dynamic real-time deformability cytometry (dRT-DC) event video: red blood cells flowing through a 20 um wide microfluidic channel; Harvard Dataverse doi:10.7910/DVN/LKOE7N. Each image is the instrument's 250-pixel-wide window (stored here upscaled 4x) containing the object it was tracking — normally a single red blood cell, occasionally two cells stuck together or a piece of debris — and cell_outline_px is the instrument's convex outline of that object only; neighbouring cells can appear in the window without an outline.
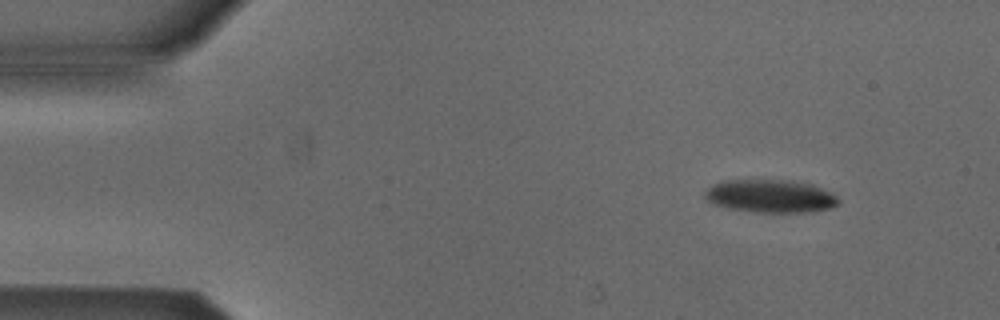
{"species": "Egyptian fruit bat (a non-hibernating species)", "species_latin": "Rousettus aegyptiacus", "temperature_condition": "cold", "stored_images_in_passage": 5, "camera_frame_rate_fps": 3000, "um_per_image_px": 0.085, "animal": {"sex": "male"}, "frame": {"image": 1, "passage_image": 1, "time_ms": 0.0, "image_size_px": [1000, 320], "cell_outline_px": [[840, 204], [828, 208], [808, 212], [756, 212], [728, 208], [716, 204], [708, 200], [704, 196], [704, 192], [712, 184], [724, 180], [780, 180], [812, 184], [832, 192], [840, 200]], "centroid_in_image_um": [65.49, 16.67], "position_along_channel_um": 19.5, "area_um2": 25.55}}
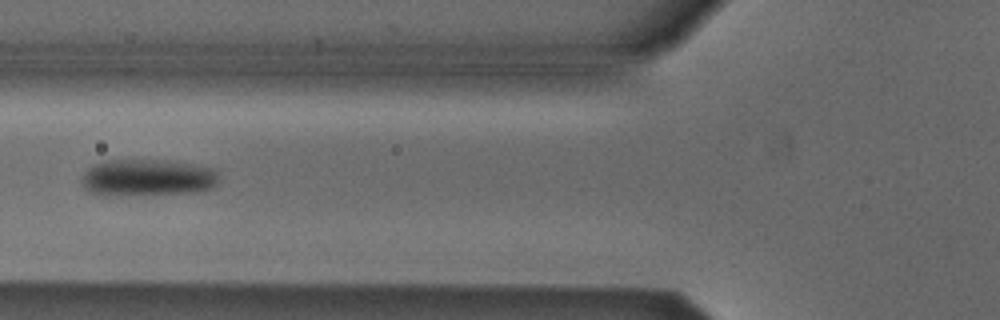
{"frame": {"image": 2, "passage_image": 5, "time_ms": 4.667, "image_size_px": [1000, 320], "cell_outline_px": [[216, 184], [212, 188], [196, 192], [108, 196], [100, 196], [88, 192], [84, 184], [84, 176], [88, 168], [104, 160], [176, 160], [216, 168]], "centroid_in_image_um": [12.56, 15.09], "position_along_channel_um": 113.2, "area_um2": 29.71}}